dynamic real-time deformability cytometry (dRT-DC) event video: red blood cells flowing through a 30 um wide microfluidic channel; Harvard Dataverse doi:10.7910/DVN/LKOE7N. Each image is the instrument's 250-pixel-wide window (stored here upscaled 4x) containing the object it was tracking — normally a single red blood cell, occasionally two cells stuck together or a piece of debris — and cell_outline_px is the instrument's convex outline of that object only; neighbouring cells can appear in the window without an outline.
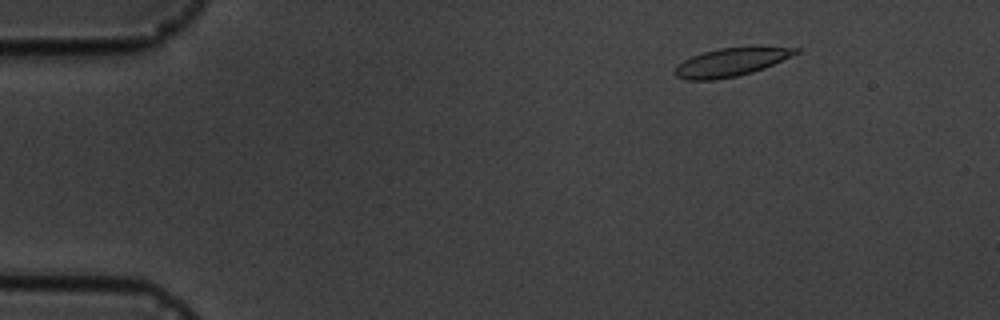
{"species": "common noctule bat (a hibernating species)", "species_latin": "Nyctalus noctula", "temperature_condition": "cold", "stored_images_in_passage": 16, "camera_frame_rate_fps": 3000, "um_per_image_px": 0.085, "animal": {"sex": "male", "body_mass_g": 19.5, "forearm_length_mm": 54.6}, "frame": {"image": 1, "passage_image": 2, "time_ms": 1.0, "image_size_px": [1000, 320], "cell_outline_px": [[800, 52], [792, 56], [764, 68], [752, 72], [736, 76], [712, 80], [688, 80], [676, 76], [672, 72], [684, 60], [692, 56], [704, 52], [720, 48], [756, 44], [760, 44], [800, 48]], "centroid_in_image_um": [62.24, 5.23], "position_along_channel_um": 22.8, "area_um2": 20.52}}
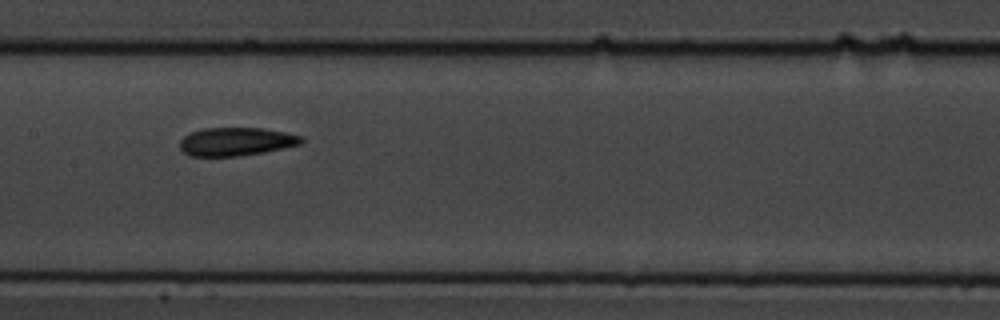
{"frame": {"image": 2, "passage_image": 8, "time_ms": 8.0, "image_size_px": [1000, 320], "cell_outline_px": [[304, 140], [300, 144], [264, 152], [236, 156], [188, 156], [180, 148], [180, 140], [188, 132], [204, 128], [264, 128], [304, 136]], "centroid_in_image_um": [20.05, 12.03], "position_along_channel_um": 187.4, "area_um2": 20.11}}
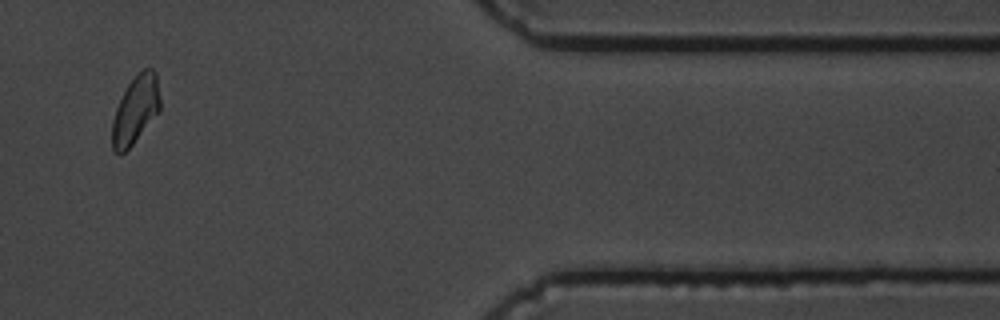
{"frame": {"image": 3, "passage_image": 14, "time_ms": 15.0, "image_size_px": [1000, 320], "cell_outline_px": [[160, 112], [132, 144], [120, 156], [112, 148], [112, 120], [116, 108], [128, 84], [144, 68], [152, 68], [156, 72], [160, 100]], "centroid_in_image_um": [11.53, 9.35], "position_along_channel_um": 399.9, "area_um2": 18.84}}